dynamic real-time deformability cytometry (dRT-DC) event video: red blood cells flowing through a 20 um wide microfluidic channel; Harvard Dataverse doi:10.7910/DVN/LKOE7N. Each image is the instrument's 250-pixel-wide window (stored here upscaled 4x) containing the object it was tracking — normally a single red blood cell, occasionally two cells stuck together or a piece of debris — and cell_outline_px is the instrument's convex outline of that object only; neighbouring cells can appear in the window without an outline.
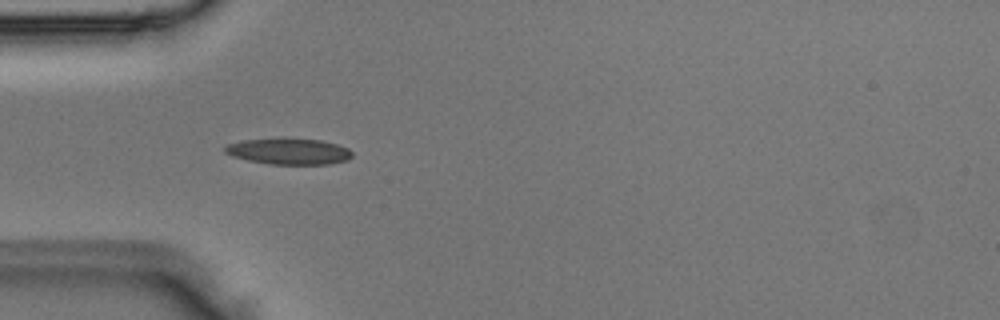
{"species": "Egyptian fruit bat (a non-hibernating species)", "species_latin": "Rousettus aegyptiacus", "temperature_condition": "room temperature", "stored_images_in_passage": 6, "camera_frame_rate_fps": 3000, "um_per_image_px": 0.085, "animal": {"sex": "male"}, "frame": {"image": 1, "passage_image": 4, "time_ms": 1.0, "image_size_px": [1000, 320], "cell_outline_px": [[352, 156], [348, 160], [328, 164], [272, 164], [248, 160], [232, 156], [224, 152], [224, 148], [228, 144], [244, 140], [280, 136], [320, 140], [336, 144], [348, 148], [352, 152]], "centroid_in_image_um": [24.54, 12.83], "position_along_channel_um": 60.5, "area_um2": 19.77}}
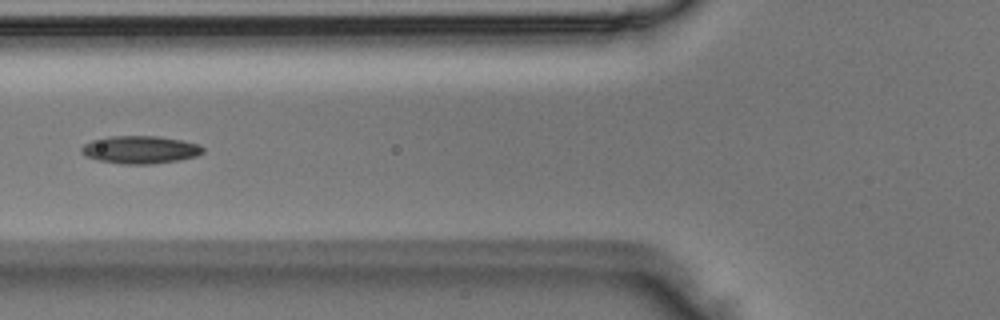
{"frame": {"image": 2, "passage_image": 5, "time_ms": 1.333, "image_size_px": [1000, 320], "cell_outline_px": [[204, 152], [196, 156], [180, 160], [152, 164], [120, 164], [100, 160], [84, 156], [80, 152], [80, 148], [84, 144], [92, 140], [112, 136], [160, 136], [200, 144], [204, 148]], "centroid_in_image_um": [11.92, 12.72], "position_along_channel_um": 113.9, "area_um2": 19.77}}
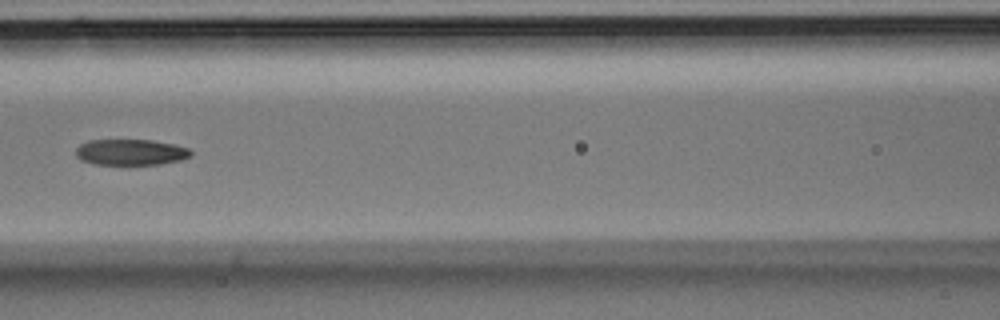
{"frame": {"image": 3, "passage_image": 6, "time_ms": 1.667, "image_size_px": [1000, 320], "cell_outline_px": [[192, 156], [180, 160], [160, 164], [96, 164], [80, 160], [76, 156], [76, 148], [80, 144], [88, 140], [152, 140], [172, 144], [188, 148], [192, 152]], "centroid_in_image_um": [11.1, 12.93], "position_along_channel_um": 155.5, "area_um2": 17.34}}